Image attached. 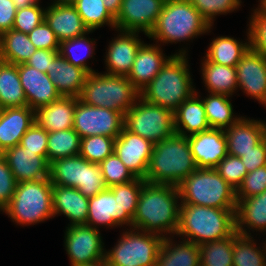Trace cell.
Returning <instances> with one entry per match:
<instances>
[{
	"label": "cell",
	"mask_w": 266,
	"mask_h": 266,
	"mask_svg": "<svg viewBox=\"0 0 266 266\" xmlns=\"http://www.w3.org/2000/svg\"><path fill=\"white\" fill-rule=\"evenodd\" d=\"M93 32L94 31H89L82 36L62 41L59 45V54L62 57H64L70 64L82 68L88 73L96 72L87 62L89 59L93 58L95 54L96 46L94 44H96V39H90L88 36V34Z\"/></svg>",
	"instance_id": "74e56055"
},
{
	"label": "cell",
	"mask_w": 266,
	"mask_h": 266,
	"mask_svg": "<svg viewBox=\"0 0 266 266\" xmlns=\"http://www.w3.org/2000/svg\"><path fill=\"white\" fill-rule=\"evenodd\" d=\"M231 96L225 94L209 93L202 98L205 114L210 128L226 129L235 124L242 116L233 113Z\"/></svg>",
	"instance_id": "d590c367"
},
{
	"label": "cell",
	"mask_w": 266,
	"mask_h": 266,
	"mask_svg": "<svg viewBox=\"0 0 266 266\" xmlns=\"http://www.w3.org/2000/svg\"><path fill=\"white\" fill-rule=\"evenodd\" d=\"M258 8L266 13V0H259Z\"/></svg>",
	"instance_id": "e7e4bbea"
},
{
	"label": "cell",
	"mask_w": 266,
	"mask_h": 266,
	"mask_svg": "<svg viewBox=\"0 0 266 266\" xmlns=\"http://www.w3.org/2000/svg\"><path fill=\"white\" fill-rule=\"evenodd\" d=\"M100 229L87 224L66 227L64 247L71 266H82L105 258V246Z\"/></svg>",
	"instance_id": "7c38bea8"
},
{
	"label": "cell",
	"mask_w": 266,
	"mask_h": 266,
	"mask_svg": "<svg viewBox=\"0 0 266 266\" xmlns=\"http://www.w3.org/2000/svg\"><path fill=\"white\" fill-rule=\"evenodd\" d=\"M260 123H261V130H262V141L266 145V122L263 120H260Z\"/></svg>",
	"instance_id": "6125c7cd"
},
{
	"label": "cell",
	"mask_w": 266,
	"mask_h": 266,
	"mask_svg": "<svg viewBox=\"0 0 266 266\" xmlns=\"http://www.w3.org/2000/svg\"><path fill=\"white\" fill-rule=\"evenodd\" d=\"M166 0H122L115 17L116 31L139 32L148 36Z\"/></svg>",
	"instance_id": "4fadbf2b"
},
{
	"label": "cell",
	"mask_w": 266,
	"mask_h": 266,
	"mask_svg": "<svg viewBox=\"0 0 266 266\" xmlns=\"http://www.w3.org/2000/svg\"><path fill=\"white\" fill-rule=\"evenodd\" d=\"M235 230V209L180 204L176 237L200 245L229 237Z\"/></svg>",
	"instance_id": "277c9868"
},
{
	"label": "cell",
	"mask_w": 266,
	"mask_h": 266,
	"mask_svg": "<svg viewBox=\"0 0 266 266\" xmlns=\"http://www.w3.org/2000/svg\"><path fill=\"white\" fill-rule=\"evenodd\" d=\"M49 5H63V4H73L75 0H51Z\"/></svg>",
	"instance_id": "94428289"
},
{
	"label": "cell",
	"mask_w": 266,
	"mask_h": 266,
	"mask_svg": "<svg viewBox=\"0 0 266 266\" xmlns=\"http://www.w3.org/2000/svg\"><path fill=\"white\" fill-rule=\"evenodd\" d=\"M187 139L198 168H216L228 154L224 129L210 128Z\"/></svg>",
	"instance_id": "e0dca14e"
},
{
	"label": "cell",
	"mask_w": 266,
	"mask_h": 266,
	"mask_svg": "<svg viewBox=\"0 0 266 266\" xmlns=\"http://www.w3.org/2000/svg\"><path fill=\"white\" fill-rule=\"evenodd\" d=\"M34 122L35 110L28 106L0 109V154L20 144Z\"/></svg>",
	"instance_id": "44dd1931"
},
{
	"label": "cell",
	"mask_w": 266,
	"mask_h": 266,
	"mask_svg": "<svg viewBox=\"0 0 266 266\" xmlns=\"http://www.w3.org/2000/svg\"><path fill=\"white\" fill-rule=\"evenodd\" d=\"M115 138L94 135L81 138L80 156L91 163L100 164L114 153Z\"/></svg>",
	"instance_id": "7bdbcfd3"
},
{
	"label": "cell",
	"mask_w": 266,
	"mask_h": 266,
	"mask_svg": "<svg viewBox=\"0 0 266 266\" xmlns=\"http://www.w3.org/2000/svg\"><path fill=\"white\" fill-rule=\"evenodd\" d=\"M118 35L109 42L106 50L105 68L107 74L127 76L139 47L144 43L139 32L117 31Z\"/></svg>",
	"instance_id": "2e32d148"
},
{
	"label": "cell",
	"mask_w": 266,
	"mask_h": 266,
	"mask_svg": "<svg viewBox=\"0 0 266 266\" xmlns=\"http://www.w3.org/2000/svg\"><path fill=\"white\" fill-rule=\"evenodd\" d=\"M106 188L100 164L90 162L84 167L83 186L79 192L90 198Z\"/></svg>",
	"instance_id": "816d5d0a"
},
{
	"label": "cell",
	"mask_w": 266,
	"mask_h": 266,
	"mask_svg": "<svg viewBox=\"0 0 266 266\" xmlns=\"http://www.w3.org/2000/svg\"><path fill=\"white\" fill-rule=\"evenodd\" d=\"M108 11L116 17L121 8L122 0H103Z\"/></svg>",
	"instance_id": "680465c9"
},
{
	"label": "cell",
	"mask_w": 266,
	"mask_h": 266,
	"mask_svg": "<svg viewBox=\"0 0 266 266\" xmlns=\"http://www.w3.org/2000/svg\"><path fill=\"white\" fill-rule=\"evenodd\" d=\"M234 232L226 238L199 245L200 266H233Z\"/></svg>",
	"instance_id": "b9f144b4"
},
{
	"label": "cell",
	"mask_w": 266,
	"mask_h": 266,
	"mask_svg": "<svg viewBox=\"0 0 266 266\" xmlns=\"http://www.w3.org/2000/svg\"><path fill=\"white\" fill-rule=\"evenodd\" d=\"M47 142L48 132L34 122L21 138L20 145L47 160Z\"/></svg>",
	"instance_id": "f907efd6"
},
{
	"label": "cell",
	"mask_w": 266,
	"mask_h": 266,
	"mask_svg": "<svg viewBox=\"0 0 266 266\" xmlns=\"http://www.w3.org/2000/svg\"><path fill=\"white\" fill-rule=\"evenodd\" d=\"M26 106L18 65L0 60V109Z\"/></svg>",
	"instance_id": "836d02e7"
},
{
	"label": "cell",
	"mask_w": 266,
	"mask_h": 266,
	"mask_svg": "<svg viewBox=\"0 0 266 266\" xmlns=\"http://www.w3.org/2000/svg\"><path fill=\"white\" fill-rule=\"evenodd\" d=\"M198 10L203 19L210 25H214L215 17L226 15L241 7V0H189Z\"/></svg>",
	"instance_id": "ee69618b"
},
{
	"label": "cell",
	"mask_w": 266,
	"mask_h": 266,
	"mask_svg": "<svg viewBox=\"0 0 266 266\" xmlns=\"http://www.w3.org/2000/svg\"><path fill=\"white\" fill-rule=\"evenodd\" d=\"M201 76L208 93L232 95L238 90L236 67L210 62L206 57L201 61Z\"/></svg>",
	"instance_id": "4dcf8cb0"
},
{
	"label": "cell",
	"mask_w": 266,
	"mask_h": 266,
	"mask_svg": "<svg viewBox=\"0 0 266 266\" xmlns=\"http://www.w3.org/2000/svg\"><path fill=\"white\" fill-rule=\"evenodd\" d=\"M79 97L61 96L35 110V122L48 133L73 128L74 111Z\"/></svg>",
	"instance_id": "83f0119b"
},
{
	"label": "cell",
	"mask_w": 266,
	"mask_h": 266,
	"mask_svg": "<svg viewBox=\"0 0 266 266\" xmlns=\"http://www.w3.org/2000/svg\"><path fill=\"white\" fill-rule=\"evenodd\" d=\"M210 26L189 0H166L152 31L147 36L155 43L169 44L193 40L211 32Z\"/></svg>",
	"instance_id": "5b68a950"
},
{
	"label": "cell",
	"mask_w": 266,
	"mask_h": 266,
	"mask_svg": "<svg viewBox=\"0 0 266 266\" xmlns=\"http://www.w3.org/2000/svg\"><path fill=\"white\" fill-rule=\"evenodd\" d=\"M45 21L54 31L59 42L73 39L89 32L72 4L49 5L45 10Z\"/></svg>",
	"instance_id": "7402d4cb"
},
{
	"label": "cell",
	"mask_w": 266,
	"mask_h": 266,
	"mask_svg": "<svg viewBox=\"0 0 266 266\" xmlns=\"http://www.w3.org/2000/svg\"><path fill=\"white\" fill-rule=\"evenodd\" d=\"M238 89L247 97L266 106V58L252 49L240 59L236 66Z\"/></svg>",
	"instance_id": "5bb4252c"
},
{
	"label": "cell",
	"mask_w": 266,
	"mask_h": 266,
	"mask_svg": "<svg viewBox=\"0 0 266 266\" xmlns=\"http://www.w3.org/2000/svg\"><path fill=\"white\" fill-rule=\"evenodd\" d=\"M28 37L37 49L59 50L60 42L45 20L36 26Z\"/></svg>",
	"instance_id": "db71d44e"
},
{
	"label": "cell",
	"mask_w": 266,
	"mask_h": 266,
	"mask_svg": "<svg viewBox=\"0 0 266 266\" xmlns=\"http://www.w3.org/2000/svg\"><path fill=\"white\" fill-rule=\"evenodd\" d=\"M89 163L80 155L54 160L49 166V179L52 185L79 190L83 186L84 167Z\"/></svg>",
	"instance_id": "d6a6232c"
},
{
	"label": "cell",
	"mask_w": 266,
	"mask_h": 266,
	"mask_svg": "<svg viewBox=\"0 0 266 266\" xmlns=\"http://www.w3.org/2000/svg\"><path fill=\"white\" fill-rule=\"evenodd\" d=\"M178 188L181 204L236 209V190L215 168H197Z\"/></svg>",
	"instance_id": "52a82bcc"
},
{
	"label": "cell",
	"mask_w": 266,
	"mask_h": 266,
	"mask_svg": "<svg viewBox=\"0 0 266 266\" xmlns=\"http://www.w3.org/2000/svg\"><path fill=\"white\" fill-rule=\"evenodd\" d=\"M17 184L6 159L0 154V212L11 201Z\"/></svg>",
	"instance_id": "f5cc1de1"
},
{
	"label": "cell",
	"mask_w": 266,
	"mask_h": 266,
	"mask_svg": "<svg viewBox=\"0 0 266 266\" xmlns=\"http://www.w3.org/2000/svg\"><path fill=\"white\" fill-rule=\"evenodd\" d=\"M100 166L107 187L128 183L136 178L115 153L107 156Z\"/></svg>",
	"instance_id": "f6af8a7d"
},
{
	"label": "cell",
	"mask_w": 266,
	"mask_h": 266,
	"mask_svg": "<svg viewBox=\"0 0 266 266\" xmlns=\"http://www.w3.org/2000/svg\"><path fill=\"white\" fill-rule=\"evenodd\" d=\"M2 156L18 183L49 179V162L20 144L5 150Z\"/></svg>",
	"instance_id": "d6986e66"
},
{
	"label": "cell",
	"mask_w": 266,
	"mask_h": 266,
	"mask_svg": "<svg viewBox=\"0 0 266 266\" xmlns=\"http://www.w3.org/2000/svg\"><path fill=\"white\" fill-rule=\"evenodd\" d=\"M253 236L234 231L233 266H266V240L261 249Z\"/></svg>",
	"instance_id": "f35d334b"
},
{
	"label": "cell",
	"mask_w": 266,
	"mask_h": 266,
	"mask_svg": "<svg viewBox=\"0 0 266 266\" xmlns=\"http://www.w3.org/2000/svg\"><path fill=\"white\" fill-rule=\"evenodd\" d=\"M266 190V166L249 172L236 190V199L242 200L263 193Z\"/></svg>",
	"instance_id": "681fc988"
},
{
	"label": "cell",
	"mask_w": 266,
	"mask_h": 266,
	"mask_svg": "<svg viewBox=\"0 0 266 266\" xmlns=\"http://www.w3.org/2000/svg\"><path fill=\"white\" fill-rule=\"evenodd\" d=\"M240 159L248 173L257 168L266 166V145L261 141L253 148V150L245 153Z\"/></svg>",
	"instance_id": "11a10c76"
},
{
	"label": "cell",
	"mask_w": 266,
	"mask_h": 266,
	"mask_svg": "<svg viewBox=\"0 0 266 266\" xmlns=\"http://www.w3.org/2000/svg\"><path fill=\"white\" fill-rule=\"evenodd\" d=\"M180 204L177 186L145 182L133 216L132 228L155 233L163 238L174 236L179 224Z\"/></svg>",
	"instance_id": "6da1fadb"
},
{
	"label": "cell",
	"mask_w": 266,
	"mask_h": 266,
	"mask_svg": "<svg viewBox=\"0 0 266 266\" xmlns=\"http://www.w3.org/2000/svg\"><path fill=\"white\" fill-rule=\"evenodd\" d=\"M196 92L185 100L174 112L175 134L188 137L210 129L201 95Z\"/></svg>",
	"instance_id": "4316f807"
},
{
	"label": "cell",
	"mask_w": 266,
	"mask_h": 266,
	"mask_svg": "<svg viewBox=\"0 0 266 266\" xmlns=\"http://www.w3.org/2000/svg\"><path fill=\"white\" fill-rule=\"evenodd\" d=\"M146 181L136 177L134 180L109 187L119 204V227L124 225L132 228L133 216L136 211L140 192Z\"/></svg>",
	"instance_id": "8d00e7d4"
},
{
	"label": "cell",
	"mask_w": 266,
	"mask_h": 266,
	"mask_svg": "<svg viewBox=\"0 0 266 266\" xmlns=\"http://www.w3.org/2000/svg\"><path fill=\"white\" fill-rule=\"evenodd\" d=\"M124 128V115L119 111L88 105L79 98L73 118V129L80 138L103 135L117 138Z\"/></svg>",
	"instance_id": "8fae6325"
},
{
	"label": "cell",
	"mask_w": 266,
	"mask_h": 266,
	"mask_svg": "<svg viewBox=\"0 0 266 266\" xmlns=\"http://www.w3.org/2000/svg\"><path fill=\"white\" fill-rule=\"evenodd\" d=\"M139 97L140 92L126 76L94 72L88 74L79 99L125 115Z\"/></svg>",
	"instance_id": "ba28073f"
},
{
	"label": "cell",
	"mask_w": 266,
	"mask_h": 266,
	"mask_svg": "<svg viewBox=\"0 0 266 266\" xmlns=\"http://www.w3.org/2000/svg\"><path fill=\"white\" fill-rule=\"evenodd\" d=\"M81 138L73 129L48 133L47 161L49 164L57 159L80 154Z\"/></svg>",
	"instance_id": "ab89813d"
},
{
	"label": "cell",
	"mask_w": 266,
	"mask_h": 266,
	"mask_svg": "<svg viewBox=\"0 0 266 266\" xmlns=\"http://www.w3.org/2000/svg\"><path fill=\"white\" fill-rule=\"evenodd\" d=\"M86 224L96 229L100 226L111 229L119 227L118 199L109 187L89 198Z\"/></svg>",
	"instance_id": "f546056e"
},
{
	"label": "cell",
	"mask_w": 266,
	"mask_h": 266,
	"mask_svg": "<svg viewBox=\"0 0 266 266\" xmlns=\"http://www.w3.org/2000/svg\"><path fill=\"white\" fill-rule=\"evenodd\" d=\"M52 186L50 179L19 182L2 213L22 227L54 218Z\"/></svg>",
	"instance_id": "8992f818"
},
{
	"label": "cell",
	"mask_w": 266,
	"mask_h": 266,
	"mask_svg": "<svg viewBox=\"0 0 266 266\" xmlns=\"http://www.w3.org/2000/svg\"><path fill=\"white\" fill-rule=\"evenodd\" d=\"M225 136L228 154L242 157L262 141L260 120L242 116L225 129Z\"/></svg>",
	"instance_id": "484cf974"
},
{
	"label": "cell",
	"mask_w": 266,
	"mask_h": 266,
	"mask_svg": "<svg viewBox=\"0 0 266 266\" xmlns=\"http://www.w3.org/2000/svg\"><path fill=\"white\" fill-rule=\"evenodd\" d=\"M110 250L105 251L109 266H155L163 237L136 228H126Z\"/></svg>",
	"instance_id": "9c48e42d"
},
{
	"label": "cell",
	"mask_w": 266,
	"mask_h": 266,
	"mask_svg": "<svg viewBox=\"0 0 266 266\" xmlns=\"http://www.w3.org/2000/svg\"><path fill=\"white\" fill-rule=\"evenodd\" d=\"M154 144L123 128L115 139L114 153L135 177L145 179Z\"/></svg>",
	"instance_id": "9a60e30c"
},
{
	"label": "cell",
	"mask_w": 266,
	"mask_h": 266,
	"mask_svg": "<svg viewBox=\"0 0 266 266\" xmlns=\"http://www.w3.org/2000/svg\"><path fill=\"white\" fill-rule=\"evenodd\" d=\"M188 48H181L167 61L159 73L140 92L146 102L174 112L196 89L188 63Z\"/></svg>",
	"instance_id": "7a4b0ae2"
},
{
	"label": "cell",
	"mask_w": 266,
	"mask_h": 266,
	"mask_svg": "<svg viewBox=\"0 0 266 266\" xmlns=\"http://www.w3.org/2000/svg\"><path fill=\"white\" fill-rule=\"evenodd\" d=\"M174 237L163 239L155 266H200L199 245L184 239L175 242Z\"/></svg>",
	"instance_id": "f1b7e54d"
},
{
	"label": "cell",
	"mask_w": 266,
	"mask_h": 266,
	"mask_svg": "<svg viewBox=\"0 0 266 266\" xmlns=\"http://www.w3.org/2000/svg\"><path fill=\"white\" fill-rule=\"evenodd\" d=\"M235 229L239 234L249 236L251 231L266 232V190L259 195L237 200Z\"/></svg>",
	"instance_id": "d4e9b609"
},
{
	"label": "cell",
	"mask_w": 266,
	"mask_h": 266,
	"mask_svg": "<svg viewBox=\"0 0 266 266\" xmlns=\"http://www.w3.org/2000/svg\"><path fill=\"white\" fill-rule=\"evenodd\" d=\"M37 50L27 34L11 29L0 35V60L16 65L26 63Z\"/></svg>",
	"instance_id": "e575fe53"
},
{
	"label": "cell",
	"mask_w": 266,
	"mask_h": 266,
	"mask_svg": "<svg viewBox=\"0 0 266 266\" xmlns=\"http://www.w3.org/2000/svg\"><path fill=\"white\" fill-rule=\"evenodd\" d=\"M47 74L61 96L79 97L89 73L59 54L47 68Z\"/></svg>",
	"instance_id": "cb8c5ba5"
},
{
	"label": "cell",
	"mask_w": 266,
	"mask_h": 266,
	"mask_svg": "<svg viewBox=\"0 0 266 266\" xmlns=\"http://www.w3.org/2000/svg\"><path fill=\"white\" fill-rule=\"evenodd\" d=\"M246 41L236 40L230 36H217L207 47L205 57L213 63L236 67L240 59L250 49V36L247 30Z\"/></svg>",
	"instance_id": "1f68e13d"
},
{
	"label": "cell",
	"mask_w": 266,
	"mask_h": 266,
	"mask_svg": "<svg viewBox=\"0 0 266 266\" xmlns=\"http://www.w3.org/2000/svg\"><path fill=\"white\" fill-rule=\"evenodd\" d=\"M82 266H109L106 259H102L101 261L92 263V264H88V265H82Z\"/></svg>",
	"instance_id": "be15d7a7"
},
{
	"label": "cell",
	"mask_w": 266,
	"mask_h": 266,
	"mask_svg": "<svg viewBox=\"0 0 266 266\" xmlns=\"http://www.w3.org/2000/svg\"><path fill=\"white\" fill-rule=\"evenodd\" d=\"M59 55V50L37 49L26 62L27 65L47 73V68L51 62Z\"/></svg>",
	"instance_id": "9f6ffc18"
},
{
	"label": "cell",
	"mask_w": 266,
	"mask_h": 266,
	"mask_svg": "<svg viewBox=\"0 0 266 266\" xmlns=\"http://www.w3.org/2000/svg\"><path fill=\"white\" fill-rule=\"evenodd\" d=\"M219 175L235 190L242 184L248 174L246 168L238 156L227 154L215 168Z\"/></svg>",
	"instance_id": "c3c4849f"
},
{
	"label": "cell",
	"mask_w": 266,
	"mask_h": 266,
	"mask_svg": "<svg viewBox=\"0 0 266 266\" xmlns=\"http://www.w3.org/2000/svg\"><path fill=\"white\" fill-rule=\"evenodd\" d=\"M89 31H95L104 25L115 29V17L108 11L103 0H75L72 4Z\"/></svg>",
	"instance_id": "60d3db41"
},
{
	"label": "cell",
	"mask_w": 266,
	"mask_h": 266,
	"mask_svg": "<svg viewBox=\"0 0 266 266\" xmlns=\"http://www.w3.org/2000/svg\"><path fill=\"white\" fill-rule=\"evenodd\" d=\"M173 55H165L157 43H143L139 47L133 66L126 77L141 92Z\"/></svg>",
	"instance_id": "ffe728a7"
},
{
	"label": "cell",
	"mask_w": 266,
	"mask_h": 266,
	"mask_svg": "<svg viewBox=\"0 0 266 266\" xmlns=\"http://www.w3.org/2000/svg\"><path fill=\"white\" fill-rule=\"evenodd\" d=\"M16 12L13 0H0V35L12 29Z\"/></svg>",
	"instance_id": "6f0895ef"
},
{
	"label": "cell",
	"mask_w": 266,
	"mask_h": 266,
	"mask_svg": "<svg viewBox=\"0 0 266 266\" xmlns=\"http://www.w3.org/2000/svg\"><path fill=\"white\" fill-rule=\"evenodd\" d=\"M40 1L20 9H17L12 29L29 34L36 26L45 20L46 8L40 5Z\"/></svg>",
	"instance_id": "7dc6e473"
},
{
	"label": "cell",
	"mask_w": 266,
	"mask_h": 266,
	"mask_svg": "<svg viewBox=\"0 0 266 266\" xmlns=\"http://www.w3.org/2000/svg\"><path fill=\"white\" fill-rule=\"evenodd\" d=\"M89 198L78 189L65 186H52L53 215L61 214L70 221L68 226L86 224L88 217Z\"/></svg>",
	"instance_id": "603a6c76"
},
{
	"label": "cell",
	"mask_w": 266,
	"mask_h": 266,
	"mask_svg": "<svg viewBox=\"0 0 266 266\" xmlns=\"http://www.w3.org/2000/svg\"><path fill=\"white\" fill-rule=\"evenodd\" d=\"M18 73L28 107L31 109L36 110L61 97L47 73L26 63L18 65Z\"/></svg>",
	"instance_id": "ac0fdd59"
},
{
	"label": "cell",
	"mask_w": 266,
	"mask_h": 266,
	"mask_svg": "<svg viewBox=\"0 0 266 266\" xmlns=\"http://www.w3.org/2000/svg\"><path fill=\"white\" fill-rule=\"evenodd\" d=\"M197 168L187 137L174 134L154 144L144 180L178 187Z\"/></svg>",
	"instance_id": "3957f363"
},
{
	"label": "cell",
	"mask_w": 266,
	"mask_h": 266,
	"mask_svg": "<svg viewBox=\"0 0 266 266\" xmlns=\"http://www.w3.org/2000/svg\"><path fill=\"white\" fill-rule=\"evenodd\" d=\"M124 128L155 144L175 134L173 112L139 97L124 115Z\"/></svg>",
	"instance_id": "30bf717a"
},
{
	"label": "cell",
	"mask_w": 266,
	"mask_h": 266,
	"mask_svg": "<svg viewBox=\"0 0 266 266\" xmlns=\"http://www.w3.org/2000/svg\"><path fill=\"white\" fill-rule=\"evenodd\" d=\"M15 3V6L17 7V9L32 5V4H36L38 3L40 0H13Z\"/></svg>",
	"instance_id": "91938a15"
},
{
	"label": "cell",
	"mask_w": 266,
	"mask_h": 266,
	"mask_svg": "<svg viewBox=\"0 0 266 266\" xmlns=\"http://www.w3.org/2000/svg\"><path fill=\"white\" fill-rule=\"evenodd\" d=\"M252 11L248 22L250 49L266 58V13L258 7Z\"/></svg>",
	"instance_id": "bcb514c9"
}]
</instances>
